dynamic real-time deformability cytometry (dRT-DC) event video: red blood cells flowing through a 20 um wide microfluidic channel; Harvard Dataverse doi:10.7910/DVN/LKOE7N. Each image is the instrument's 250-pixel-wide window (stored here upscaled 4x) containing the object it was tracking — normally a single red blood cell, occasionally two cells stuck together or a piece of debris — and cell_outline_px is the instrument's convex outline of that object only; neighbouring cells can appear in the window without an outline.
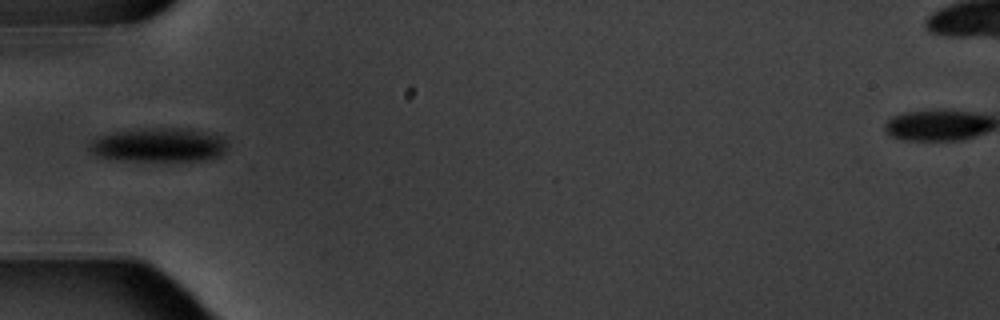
{"species": "common noctule bat (a hibernating species)", "species_latin": "Nyctalus noctula", "temperature_condition": "warm", "stored_images_in_passage": 15, "camera_frame_rate_fps": 3000, "um_per_image_px": 0.085, "animal": {"sex": "male", "body_mass_g": 20.1, "forearm_length_mm": 53.5}, "frame": {"image": 1, "passage_image": 5, "time_ms": 6.0, "image_size_px": [1000, 320], "cell_outline_px": [[228, 148], [220, 156], [212, 160], [124, 160], [96, 156], [88, 148], [88, 144], [96, 136], [116, 132], [140, 128], [188, 128], [216, 132], [224, 136], [228, 140]], "centroid_in_image_um": [13.6, 12.3], "position_along_channel_um": 71.4, "area_um2": 27.98}}
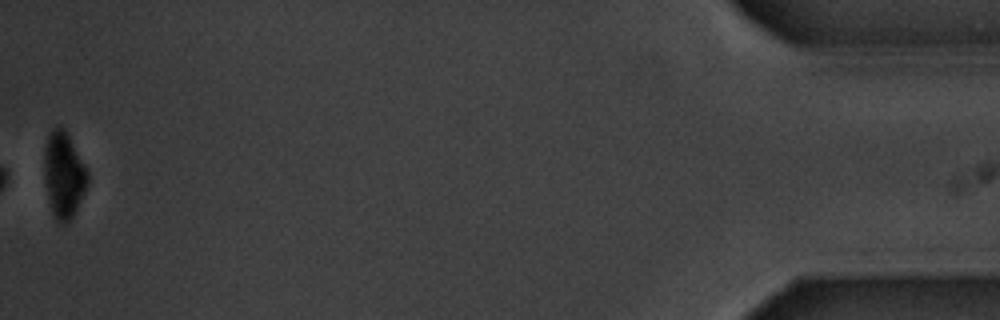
{"frame": {"image": 2, "passage_image": 15, "time_ms": 18.667, "image_size_px": [1000, 320], "cell_outline_px": [[88, 184], [72, 216], [64, 224], [60, 224], [56, 220], [52, 212], [44, 172], [44, 148], [48, 136], [52, 128], [60, 124], [64, 128], [88, 172]], "centroid_in_image_um": [5.41, 14.83], "position_along_channel_um": 429.8, "area_um2": 21.21}, "authors_computed_cell_mechanics": {"area_um2": 28.9, "velocity_mm_per_s": 3.5247, "shape_relaxation_time_tau1_ms": 2.9827, "shape_relaxation_time_tau2_ms": 1.9683, "deformation_change_tau1": 0.0968, "deformation_change_tau2": 0.0345}}